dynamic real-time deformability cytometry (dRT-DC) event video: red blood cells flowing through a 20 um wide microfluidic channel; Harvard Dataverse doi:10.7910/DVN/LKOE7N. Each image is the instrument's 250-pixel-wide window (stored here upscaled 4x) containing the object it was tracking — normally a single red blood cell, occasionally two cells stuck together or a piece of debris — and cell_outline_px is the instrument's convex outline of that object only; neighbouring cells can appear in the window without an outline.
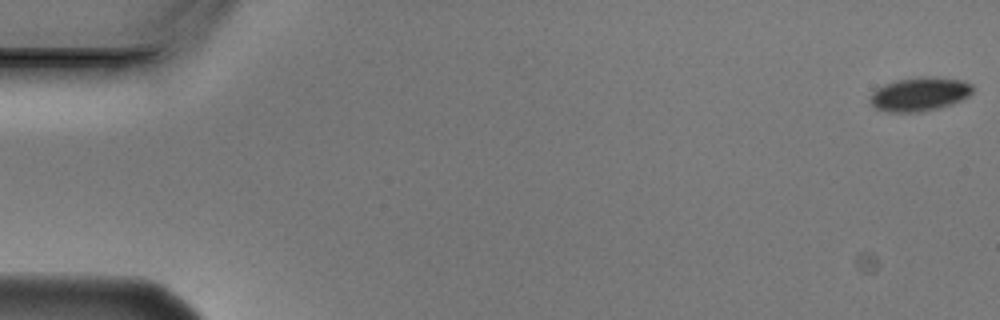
{"species": "Egyptian fruit bat (a non-hibernating species)", "species_latin": "Rousettus aegyptiacus", "temperature_condition": "cold", "stored_images_in_passage": 11, "camera_frame_rate_fps": 3000, "um_per_image_px": 0.085, "animal": {"sex": "male"}, "frame": {"image": 1, "passage_image": 1, "time_ms": 0.0, "image_size_px": [1000, 320], "cell_outline_px": [[972, 92], [968, 96], [952, 104], [920, 112], [888, 112], [876, 108], [872, 104], [872, 92], [884, 84], [900, 80], [960, 80], [972, 84]], "centroid_in_image_um": [78.14, 8.07], "position_along_channel_um": 6.9, "area_um2": 18.84}}
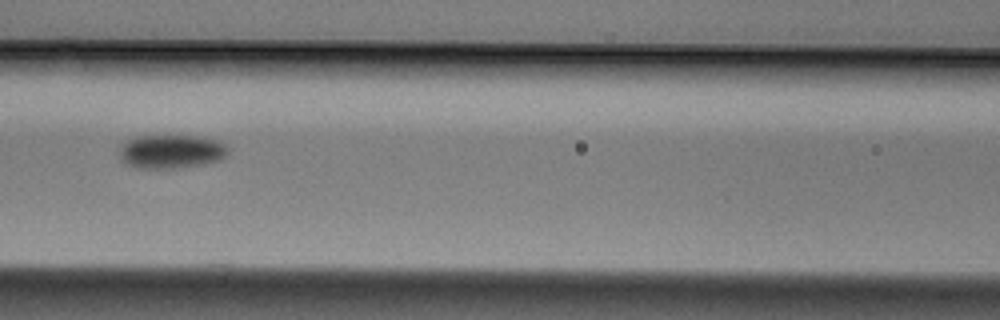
{"frame": {"image": 2, "passage_image": 7, "time_ms": 2.0, "image_size_px": [1000, 320], "cell_outline_px": [[228, 152], [220, 160], [204, 164], [180, 168], [136, 168], [124, 164], [120, 160], [120, 144], [136, 136], [196, 136], [216, 140], [224, 144], [228, 148]], "centroid_in_image_um": [14.51, 12.89], "position_along_channel_um": 152.1, "area_um2": 21.5}}
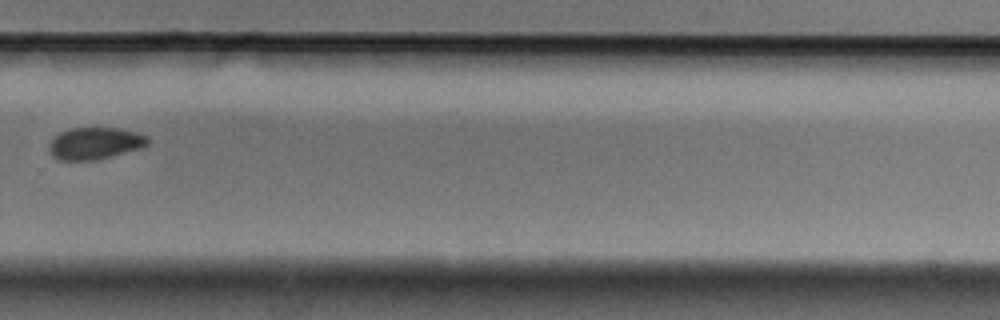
{"frame": {"image": 3, "passage_image": 11, "time_ms": 3.333, "image_size_px": [1000, 320], "cell_outline_px": [[148, 144], [140, 148], [96, 160], [56, 160], [52, 156], [48, 148], [48, 144], [60, 132], [72, 128], [120, 128], [136, 132], [148, 136]], "centroid_in_image_um": [8.04, 12.18], "position_along_channel_um": 321.8, "area_um2": 18.32}}